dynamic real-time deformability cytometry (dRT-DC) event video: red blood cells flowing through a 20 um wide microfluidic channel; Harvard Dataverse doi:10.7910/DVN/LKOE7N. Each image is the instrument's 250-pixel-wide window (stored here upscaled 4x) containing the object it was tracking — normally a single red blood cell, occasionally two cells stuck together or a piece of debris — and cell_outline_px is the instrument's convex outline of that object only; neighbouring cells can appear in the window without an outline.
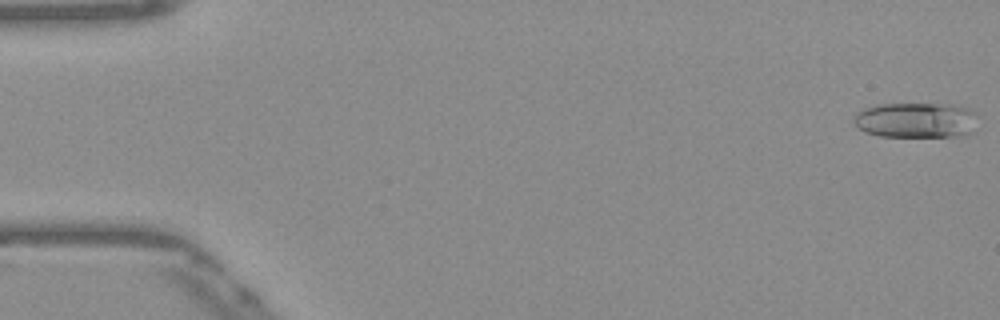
{"species": "Egyptian fruit bat (a non-hibernating species)", "species_latin": "Rousettus aegyptiacus", "temperature_condition": "warm", "stored_images_in_passage": 52, "camera_frame_rate_fps": 3000, "um_per_image_px": 0.085, "frame": {"image": 1, "passage_image": 1, "time_ms": 0.0, "image_size_px": [1000, 320], "cell_outline_px": [[972, 112], [968, 136], [880, 136], [864, 132], [852, 120], [856, 112], [864, 108], [880, 104], [952, 104], [968, 108]], "centroid_in_image_um": [77.74, 10.21], "position_along_channel_um": 7.3, "area_um2": 24.97}}
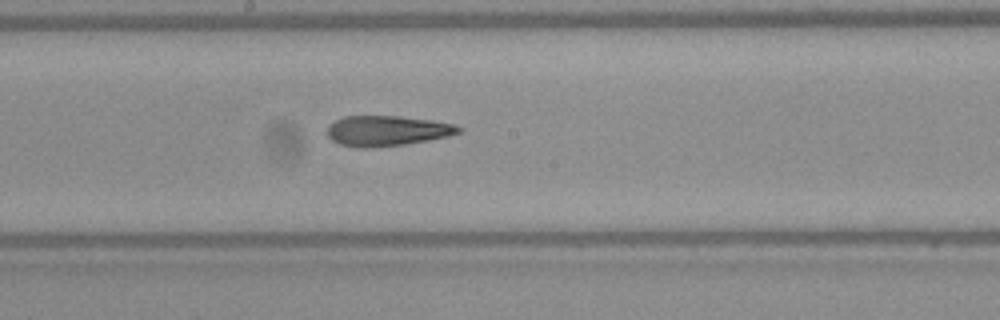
{"frame": {"image": 2, "passage_image": 28, "time_ms": 9.0, "image_size_px": [1000, 320], "cell_outline_px": [[464, 128], [460, 132], [448, 136], [428, 140], [404, 144], [372, 148], [360, 148], [340, 144], [332, 140], [328, 136], [328, 124], [344, 116], [396, 116], [432, 120], [452, 124]], "centroid_in_image_um": [32.88, 11.12], "position_along_channel_um": 215.3, "area_um2": 23.12}}
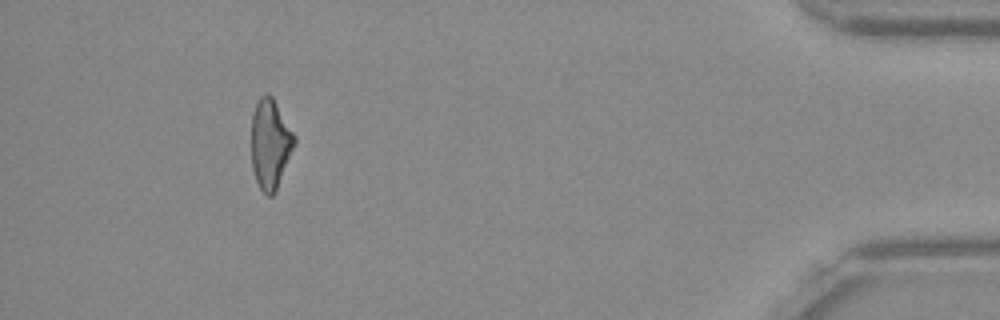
{"frame": {"image": 3, "passage_image": 48, "time_ms": 15.667, "image_size_px": [1000, 320], "cell_outline_px": [[296, 144], [276, 188], [272, 196], [268, 196], [260, 188], [256, 180], [252, 168], [252, 112], [260, 96], [268, 92], [272, 96], [296, 136]], "centroid_in_image_um": [22.98, 12.19], "position_along_channel_um": 412.2, "area_um2": 22.37}, "authors_computed_cell_mechanics": {"area_um2": 23.5824, "velocity_mm_per_s": 3.8876, "shape_relaxation_time_tau1_ms": null, "shape_relaxation_time_tau2_ms": 3.8021, "deformation_change_tau1": null, "deformation_change_tau2": 0.1452}}